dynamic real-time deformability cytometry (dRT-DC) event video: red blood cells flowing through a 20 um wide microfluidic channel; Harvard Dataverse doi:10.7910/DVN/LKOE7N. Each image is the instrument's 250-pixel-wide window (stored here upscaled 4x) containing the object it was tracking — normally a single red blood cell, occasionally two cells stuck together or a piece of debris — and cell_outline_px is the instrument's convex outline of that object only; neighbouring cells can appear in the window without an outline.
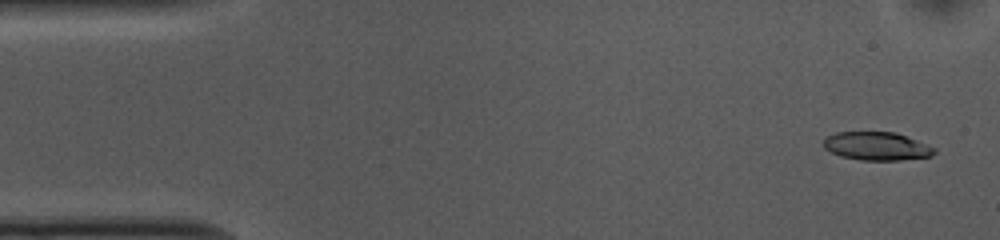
{"species": "common noctule bat (a hibernating species)", "species_latin": "Nyctalus noctula", "temperature_condition": "cold", "stored_images_in_passage": 53, "camera_frame_rate_fps": 3000, "um_per_image_px": 0.085, "animal": {"sex": "female", "body_mass_g": 10.0, "forearm_length_mm": 53.1}, "frame": {"image": 1, "passage_image": 2, "time_ms": 0.333, "image_size_px": [1000, 240], "cell_outline_px": [[936, 152], [932, 156], [900, 160], [860, 160], [840, 156], [824, 148], [824, 140], [828, 136], [836, 132], [896, 132], [936, 148]], "centroid_in_image_um": [74.53, 12.42], "position_along_channel_um": 10.5, "area_um2": 18.21}}
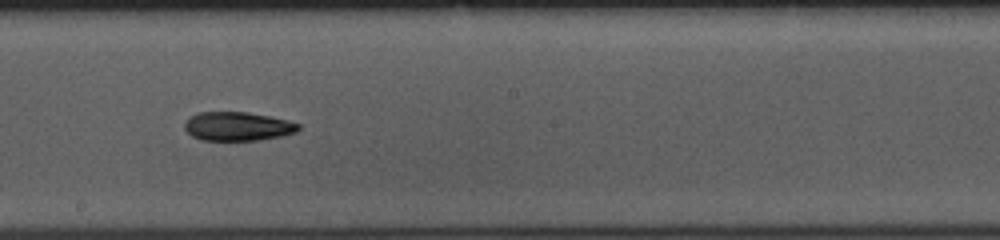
{"frame": {"image": 2, "passage_image": 28, "time_ms": 9.0, "image_size_px": [1000, 240], "cell_outline_px": [[300, 128], [296, 132], [280, 136], [260, 140], [200, 140], [192, 136], [184, 128], [184, 120], [188, 116], [196, 112], [248, 112], [288, 120], [300, 124]], "centroid_in_image_um": [20.15, 10.73], "position_along_channel_um": 228.0, "area_um2": 19.31}}
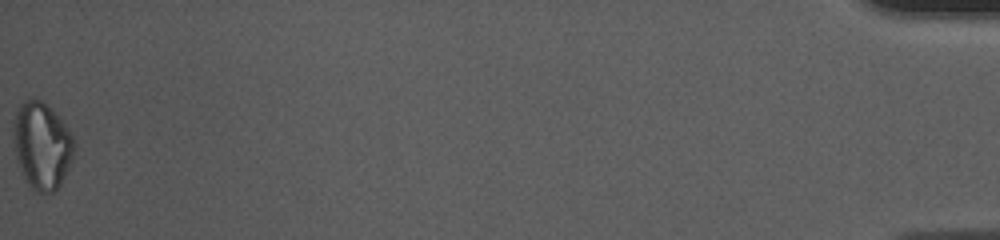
{"frame": {"image": 3, "passage_image": 53, "time_ms": 17.333, "image_size_px": [1000, 240], "cell_outline_px": [[76, 148], [72, 160], [60, 184], [52, 192], [40, 192], [32, 188], [28, 184], [16, 160], [12, 136], [12, 132], [16, 108], [24, 100], [40, 100], [48, 104], [72, 132], [76, 140]], "centroid_in_image_um": [3.57, 12.33], "position_along_channel_um": 431.6, "area_um2": 31.1}, "authors_computed_cell_mechanics": {"area_um2": 19.652, "velocity_mm_per_s": 3.6914, "shape_relaxation_time_tau1_ms": 3.7772, "shape_relaxation_time_tau2_ms": null, "deformation_change_tau1": 0.1322, "deformation_change_tau2": null}}